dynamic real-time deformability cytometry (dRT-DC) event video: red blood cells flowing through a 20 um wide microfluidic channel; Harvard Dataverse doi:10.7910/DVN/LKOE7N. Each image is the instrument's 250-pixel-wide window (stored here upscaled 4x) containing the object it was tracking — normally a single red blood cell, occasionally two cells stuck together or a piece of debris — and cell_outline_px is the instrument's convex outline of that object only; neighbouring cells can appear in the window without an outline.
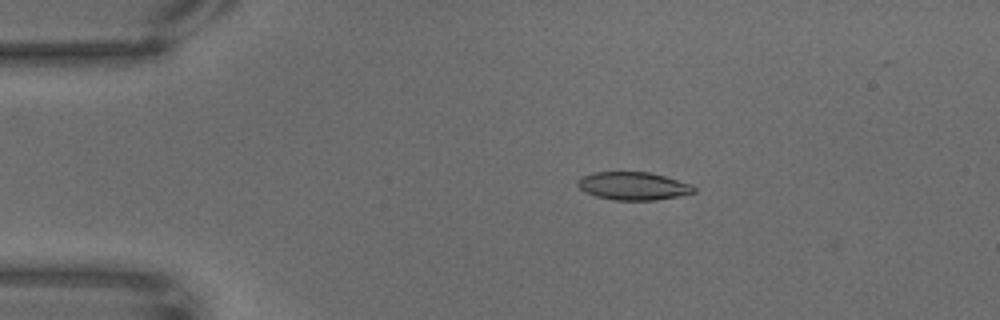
{"species": "common noctule bat (a hibernating species)", "species_latin": "Nyctalus noctula", "temperature_condition": "warm", "stored_images_in_passage": 5, "camera_frame_rate_fps": 3000, "um_per_image_px": 0.085, "animal": {"sex": "male", "body_mass_g": 18.8}, "frame": {"image": 1, "passage_image": 3, "time_ms": 0.667, "image_size_px": [1000, 320], "cell_outline_px": [[696, 192], [656, 200], [616, 200], [596, 196], [584, 192], [576, 184], [576, 180], [580, 176], [592, 172], [648, 172], [664, 176], [692, 184], [696, 188]], "centroid_in_image_um": [53.78, 15.8], "position_along_channel_um": 31.2, "area_um2": 19.02}}